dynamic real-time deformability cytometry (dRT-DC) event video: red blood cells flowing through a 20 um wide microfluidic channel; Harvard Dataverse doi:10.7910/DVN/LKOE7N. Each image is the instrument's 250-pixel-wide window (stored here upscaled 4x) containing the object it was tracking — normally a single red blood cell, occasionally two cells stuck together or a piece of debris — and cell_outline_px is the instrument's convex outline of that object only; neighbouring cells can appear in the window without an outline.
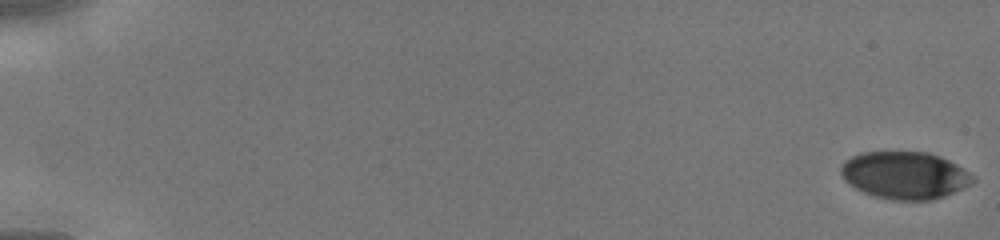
{"species": "human", "species_latin": "Homo sapiens", "temperature_condition": "cold", "stored_images_in_passage": 46, "camera_frame_rate_fps": 3000, "um_per_image_px": 0.085, "donor": {"sex": "male"}, "frame": {"image": 1, "passage_image": 1, "time_ms": 0.0, "image_size_px": [1000, 240], "cell_outline_px": [[976, 180], [944, 196], [932, 200], [892, 200], [872, 196], [856, 188], [844, 180], [840, 172], [840, 168], [844, 160], [860, 152], [928, 152], [940, 156], [956, 164], [976, 176]], "centroid_in_image_um": [76.88, 14.89], "position_along_channel_um": 8.1, "area_um2": 36.41}}
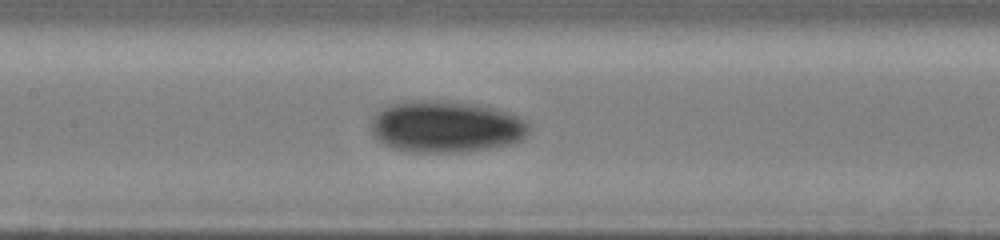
{"frame": {"image": 2, "passage_image": 24, "time_ms": 7.667, "image_size_px": [1000, 240], "cell_outline_px": [[528, 132], [520, 140], [508, 144], [488, 148], [460, 152], [412, 152], [388, 148], [372, 132], [372, 116], [380, 108], [388, 104], [404, 100], [444, 100], [480, 104], [496, 108], [528, 120]], "centroid_in_image_um": [37.87, 10.74], "position_along_channel_um": 169.5, "area_um2": 48.09}}
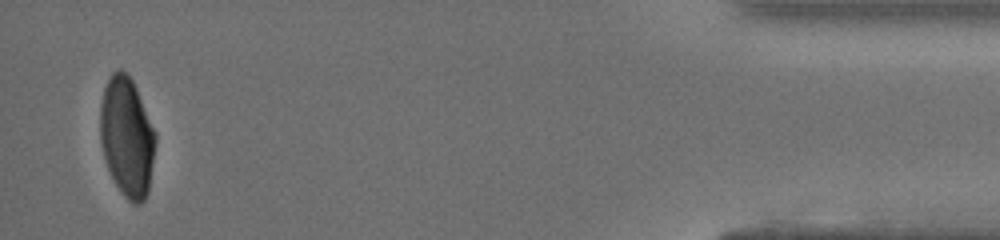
{"frame": {"image": 3, "passage_image": 45, "time_ms": 14.667, "image_size_px": [1000, 240], "cell_outline_px": [[156, 144], [148, 192], [144, 200], [140, 204], [132, 204], [120, 192], [108, 168], [104, 156], [100, 140], [100, 104], [104, 88], [112, 72], [120, 68], [132, 80], [136, 88], [156, 132]], "centroid_in_image_um": [10.79, 11.65], "position_along_channel_um": 424.4, "area_um2": 38.55}}